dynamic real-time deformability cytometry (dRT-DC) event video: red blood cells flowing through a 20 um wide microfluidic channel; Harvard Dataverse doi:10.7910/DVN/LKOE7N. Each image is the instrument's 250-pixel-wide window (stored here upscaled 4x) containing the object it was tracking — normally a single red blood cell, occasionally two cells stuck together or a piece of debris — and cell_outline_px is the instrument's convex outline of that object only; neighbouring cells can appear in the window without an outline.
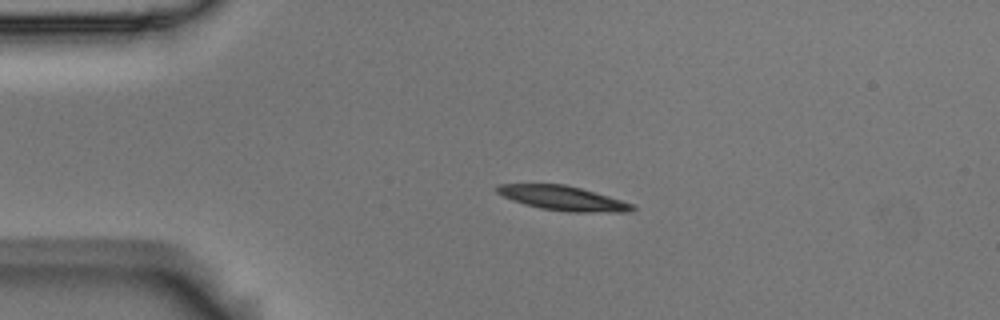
{"species": "Egyptian fruit bat (a non-hibernating species)", "species_latin": "Rousettus aegyptiacus", "temperature_condition": "room temperature", "stored_images_in_passage": 45, "camera_frame_rate_fps": 3000, "um_per_image_px": 0.085, "animal": {"sex": "male"}, "frame": {"image": 1, "passage_image": 1, "time_ms": 0.0, "image_size_px": [1000, 320], "cell_outline_px": [[636, 208], [632, 212], [568, 212], [540, 208], [524, 204], [512, 200], [496, 192], [496, 188], [500, 184], [564, 184], [580, 188], [608, 196], [632, 204]], "centroid_in_image_um": [47.85, 16.85], "position_along_channel_um": 37.1, "area_um2": 19.13}}
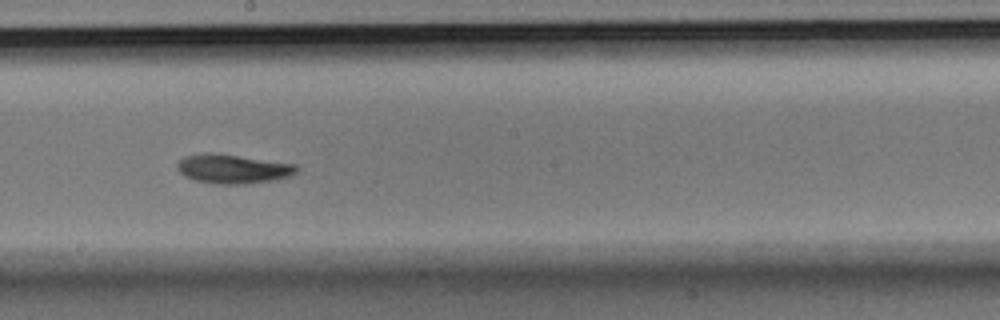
{"frame": {"image": 2, "passage_image": 20, "time_ms": 6.333, "image_size_px": [1000, 320], "cell_outline_px": [[300, 168], [296, 172], [288, 176], [276, 180], [244, 184], [216, 184], [196, 180], [184, 176], [176, 168], [176, 164], [184, 156], [208, 152], [212, 152], [296, 164]], "centroid_in_image_um": [19.79, 14.35], "position_along_channel_um": 228.4, "area_um2": 20.35}}
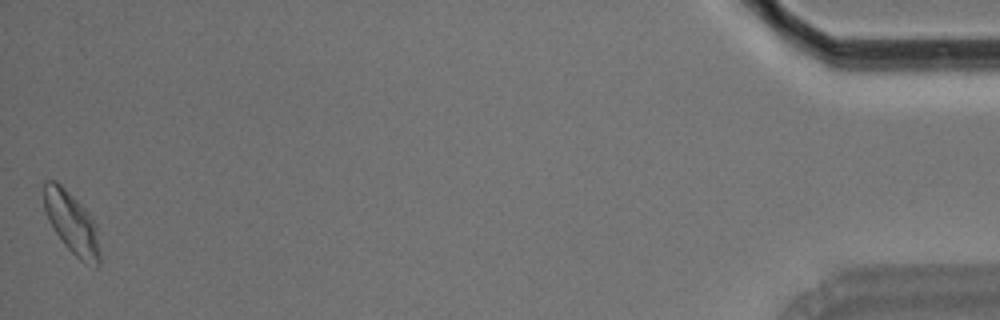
{"frame": {"image": 3, "passage_image": 45, "time_ms": 14.667, "image_size_px": [1000, 320], "cell_outline_px": [[100, 264], [96, 268], [84, 264], [64, 244], [48, 220], [44, 208], [44, 180], [56, 180], [88, 212], [96, 224], [100, 252]], "centroid_in_image_um": [6.12, 18.99], "position_along_channel_um": 429.1, "area_um2": 20.06}, "authors_computed_cell_mechanics": {"area_um2": 19.5364, "velocity_mm_per_s": 3.534, "shape_relaxation_time_tau1_ms": 4.7999, "shape_relaxation_time_tau2_ms": 5.1636, "deformation_change_tau1": 0.1569, "deformation_change_tau2": 0.0941}}